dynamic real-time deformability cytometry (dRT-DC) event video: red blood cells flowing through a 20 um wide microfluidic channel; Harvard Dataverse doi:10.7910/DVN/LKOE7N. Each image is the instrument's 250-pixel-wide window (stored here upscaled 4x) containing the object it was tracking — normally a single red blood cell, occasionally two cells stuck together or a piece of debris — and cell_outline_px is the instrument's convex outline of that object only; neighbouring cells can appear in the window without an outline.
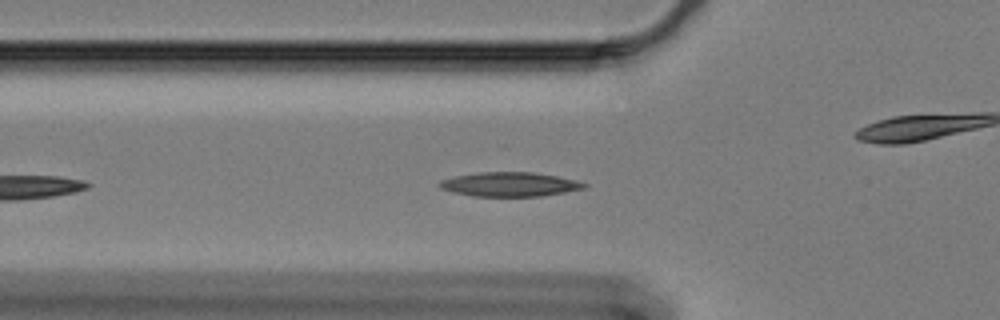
{"species": "Egyptian fruit bat (a non-hibernating species)", "species_latin": "Rousettus aegyptiacus", "temperature_condition": "cold", "stored_images_in_passage": 49, "camera_frame_rate_fps": 3000, "um_per_image_px": 0.085, "animal": {"sex": "female"}, "frame": {"image": 1, "passage_image": 9, "time_ms": 2.667, "image_size_px": [1000, 320], "cell_outline_px": [[588, 184], [584, 188], [564, 192], [540, 196], [472, 196], [452, 192], [440, 188], [436, 184], [440, 180], [456, 176], [480, 172], [532, 172], [556, 176]], "centroid_in_image_um": [43.25, 15.67], "position_along_channel_um": 82.6, "area_um2": 20.23}}
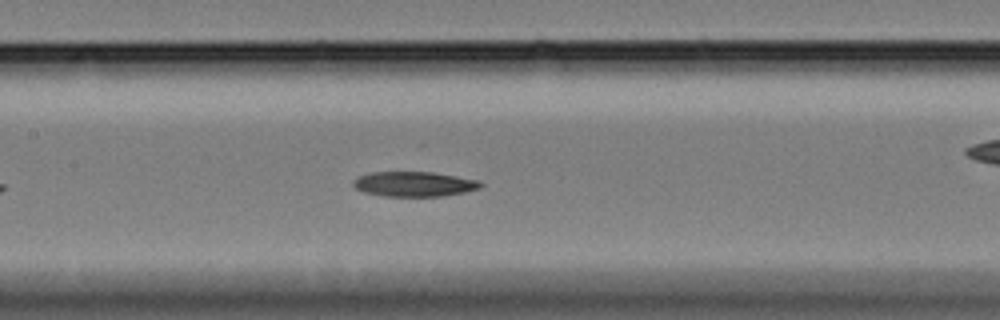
{"frame": {"image": 2, "passage_image": 17, "time_ms": 5.333, "image_size_px": [1000, 320], "cell_outline_px": [[484, 184], [480, 188], [464, 192], [444, 196], [384, 196], [364, 192], [356, 188], [352, 184], [352, 180], [360, 176], [372, 172], [432, 172], [480, 180]], "centroid_in_image_um": [35.22, 15.64], "position_along_channel_um": 172.2, "area_um2": 18.5}}
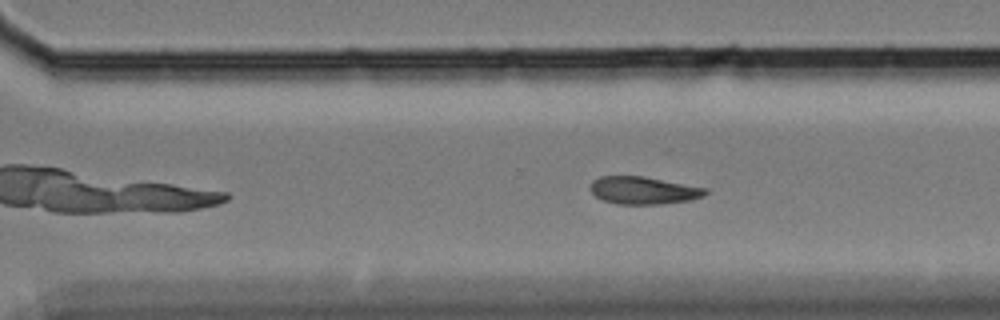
{"frame": {"image": 3, "passage_image": 30, "time_ms": 9.667, "image_size_px": [1000, 320], "cell_outline_px": [[708, 192], [704, 196], [692, 200], [664, 204], [616, 204], [604, 200], [596, 196], [588, 188], [592, 180], [600, 176], [644, 176], [708, 188]], "centroid_in_image_um": [54.71, 16.18], "position_along_channel_um": 315.9, "area_um2": 18.73}}